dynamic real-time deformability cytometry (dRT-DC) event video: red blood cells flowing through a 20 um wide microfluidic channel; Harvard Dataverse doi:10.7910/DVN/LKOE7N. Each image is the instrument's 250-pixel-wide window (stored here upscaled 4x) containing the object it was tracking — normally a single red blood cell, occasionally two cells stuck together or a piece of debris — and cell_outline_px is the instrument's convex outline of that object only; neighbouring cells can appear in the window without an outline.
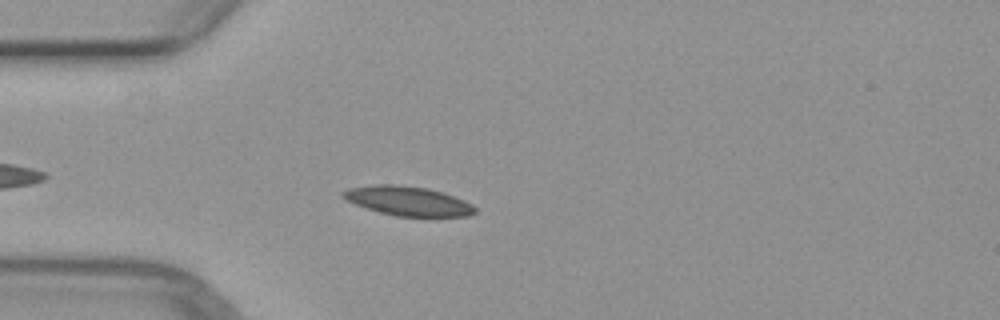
{"species": "common noctule bat (a hibernating species)", "species_latin": "Nyctalus noctula", "temperature_condition": "warm", "stored_images_in_passage": 5, "camera_frame_rate_fps": 3000, "um_per_image_px": 0.085, "animal": {"sex": "female", "body_mass_g": 29.2, "forearm_length_mm": 56.3}, "frame": {"image": 1, "passage_image": 5, "time_ms": 4.667, "image_size_px": [1000, 320], "cell_outline_px": [[476, 212], [468, 216], [396, 216], [364, 208], [344, 200], [340, 196], [340, 192], [348, 188], [376, 184], [396, 184], [428, 188], [444, 192], [464, 200], [472, 204], [476, 208]], "centroid_in_image_um": [34.63, 17.07], "position_along_channel_um": 50.4, "area_um2": 22.83}}